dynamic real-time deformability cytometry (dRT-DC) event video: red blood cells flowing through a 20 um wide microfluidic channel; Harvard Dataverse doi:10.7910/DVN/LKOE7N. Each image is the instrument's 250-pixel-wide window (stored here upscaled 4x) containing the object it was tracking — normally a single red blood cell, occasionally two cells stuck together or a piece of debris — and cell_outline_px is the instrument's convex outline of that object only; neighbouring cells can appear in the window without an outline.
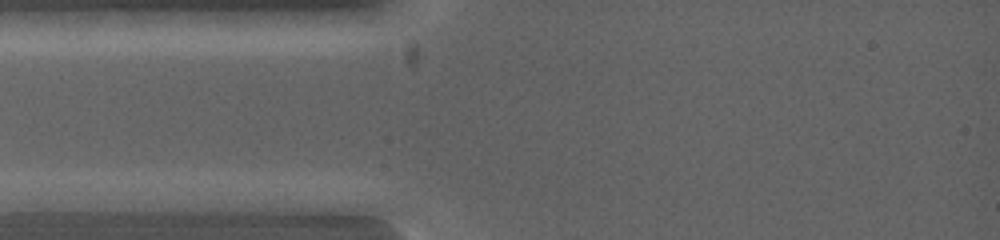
{"species": "common noctule bat (a hibernating species)", "species_latin": "Nyctalus noctula", "temperature_condition": "warm", "stored_images_in_passage": 5, "camera_frame_rate_fps": 5000, "um_per_image_px": 0.085, "animal": {"sex": "female", "body_mass_g": 19.0, "forearm_length_mm": 53.3}, "frame": {"image": 1, "passage_image": 1, "time_ms": 0.0, "image_size_px": [1000, 240], "cell_outline_px": [[132, 200], [88, 212], [16, 212], [16, 200], [40, 192], [120, 192]], "centroid_in_image_um": [5.88, 17.15], "position_along_channel_um": 79.1, "area_um2": 13.81}}